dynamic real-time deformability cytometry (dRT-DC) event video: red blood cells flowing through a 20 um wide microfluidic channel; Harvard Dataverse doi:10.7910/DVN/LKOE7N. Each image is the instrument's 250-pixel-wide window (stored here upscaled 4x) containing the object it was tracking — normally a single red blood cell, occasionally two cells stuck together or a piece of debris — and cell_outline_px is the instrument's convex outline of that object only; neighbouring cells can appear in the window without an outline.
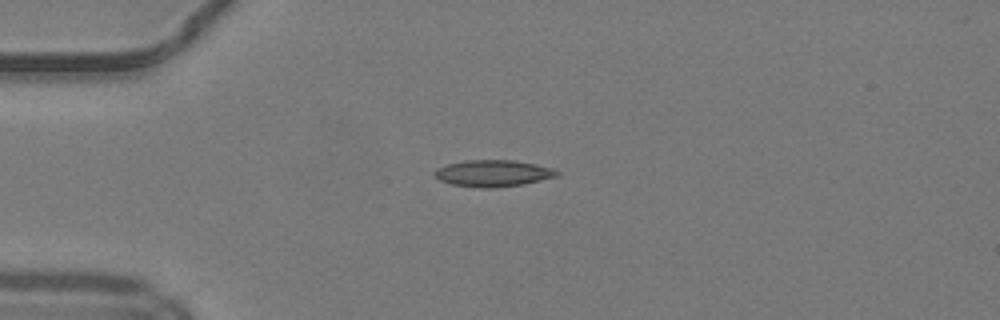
{"species": "common noctule bat (a hibernating species)", "species_latin": "Nyctalus noctula", "temperature_condition": "warm", "stored_images_in_passage": 38, "camera_frame_rate_fps": 3000, "um_per_image_px": 0.085, "animal": {"sex": "male", "body_mass_g": 19.2, "forearm_length_mm": 51.8}, "frame": {"image": 1, "passage_image": 1, "time_ms": 0.0, "image_size_px": [1000, 320], "cell_outline_px": [[560, 176], [524, 184], [492, 188], [480, 188], [452, 184], [440, 180], [432, 172], [436, 168], [448, 164], [468, 160], [512, 160], [536, 164], [552, 168], [560, 172]], "centroid_in_image_um": [41.94, 14.73], "position_along_channel_um": 43.1, "area_um2": 19.02}}
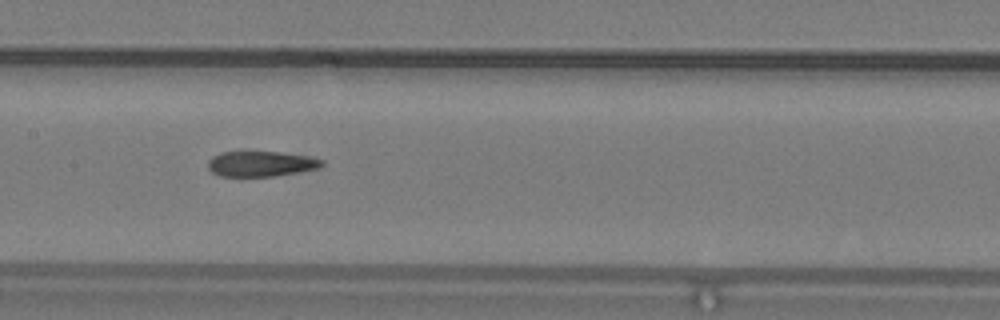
{"frame": {"image": 2, "passage_image": 13, "time_ms": 4.0, "image_size_px": [1000, 320], "cell_outline_px": [[324, 164], [316, 168], [296, 172], [272, 176], [220, 176], [212, 172], [208, 168], [208, 160], [212, 156], [220, 152], [280, 152], [308, 156], [324, 160]], "centroid_in_image_um": [22.14, 13.91], "position_along_channel_um": 185.3, "area_um2": 16.65}}
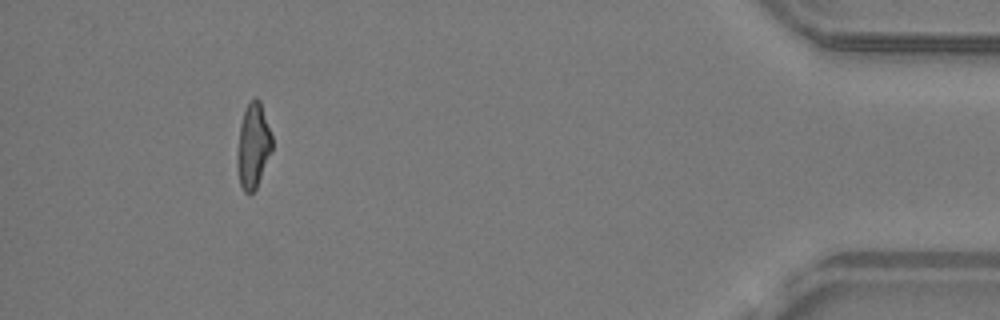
{"frame": {"image": 3, "passage_image": 34, "time_ms": 11.0, "image_size_px": [1000, 320], "cell_outline_px": [[272, 152], [256, 188], [248, 196], [244, 192], [240, 184], [236, 164], [236, 156], [240, 124], [244, 108], [256, 96], [260, 100], [272, 136]], "centroid_in_image_um": [21.51, 12.41], "position_along_channel_um": 413.7, "area_um2": 17.51}, "authors_computed_cell_mechanics": {"area_um2": 17.6868, "velocity_mm_per_s": 4.1747, "shape_relaxation_time_tau1_ms": 9.7797, "shape_relaxation_time_tau2_ms": 2.1995, "deformation_change_tau1": 0.2707, "deformation_change_tau2": 0.0833}}